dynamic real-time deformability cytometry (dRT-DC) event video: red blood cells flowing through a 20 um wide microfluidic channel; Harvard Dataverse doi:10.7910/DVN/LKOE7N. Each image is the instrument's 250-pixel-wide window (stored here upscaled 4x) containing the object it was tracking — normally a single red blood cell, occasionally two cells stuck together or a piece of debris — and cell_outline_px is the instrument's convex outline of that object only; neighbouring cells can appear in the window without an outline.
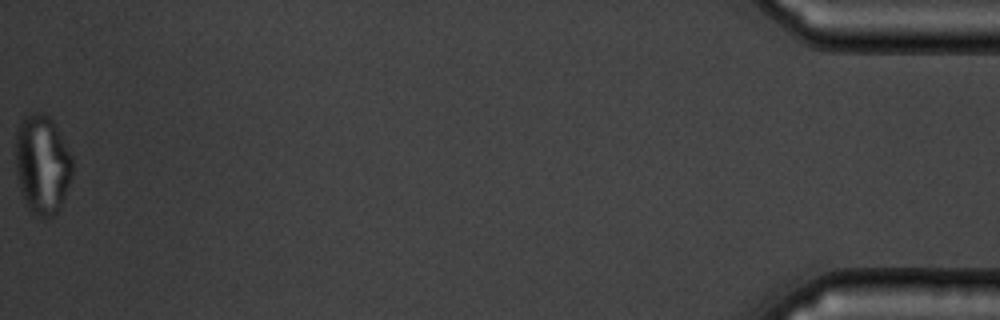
{"species": "common noctule bat (a hibernating species)", "species_latin": "Nyctalus noctula", "temperature_condition": "warm", "stored_images_in_passage": 55, "camera_frame_rate_fps": 3000, "um_per_image_px": 0.085, "animal": {"sex": "male", "body_mass_g": 19.5, "forearm_length_mm": 54.6}, "frame": {"image": 1, "passage_image": 55, "time_ms": 18.0, "image_size_px": [1000, 320], "cell_outline_px": [[72, 176], [60, 208], [52, 216], [40, 220], [28, 208], [20, 188], [16, 172], [16, 128], [20, 120], [32, 112], [44, 112], [52, 120], [72, 156]], "centroid_in_image_um": [3.58, 13.98], "position_along_channel_um": 431.6, "area_um2": 33.0}}